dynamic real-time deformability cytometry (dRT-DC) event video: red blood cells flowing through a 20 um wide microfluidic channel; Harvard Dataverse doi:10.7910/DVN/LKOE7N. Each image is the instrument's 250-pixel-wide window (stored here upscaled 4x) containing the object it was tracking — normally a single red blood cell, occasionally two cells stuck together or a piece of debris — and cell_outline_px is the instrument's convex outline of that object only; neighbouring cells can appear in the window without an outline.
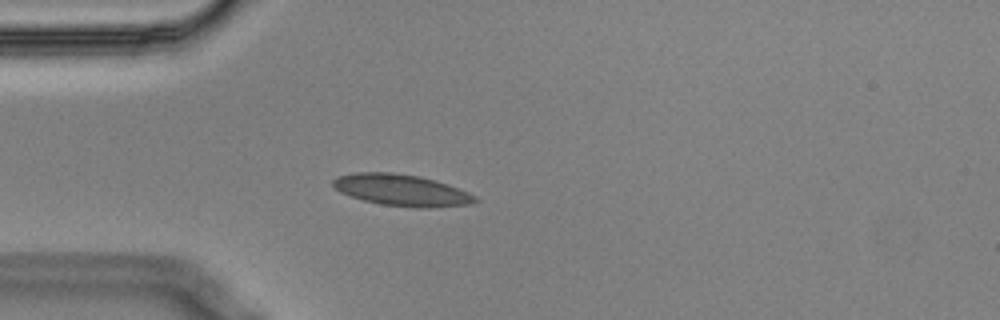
{"species": "Egyptian fruit bat (a non-hibernating species)", "species_latin": "Rousettus aegyptiacus", "temperature_condition": "cold", "stored_images_in_passage": 42, "camera_frame_rate_fps": 3000, "um_per_image_px": 0.085, "animal": {"sex": "male"}, "frame": {"image": 1, "passage_image": 1, "time_ms": 0.0, "image_size_px": [1000, 320], "cell_outline_px": [[480, 200], [472, 204], [428, 208], [416, 208], [380, 204], [364, 200], [340, 192], [332, 184], [332, 180], [336, 176], [356, 172], [392, 172], [420, 176], [436, 180], [448, 184], [468, 192], [476, 196]], "centroid_in_image_um": [34.16, 16.16], "position_along_channel_um": 50.8, "area_um2": 26.3}}
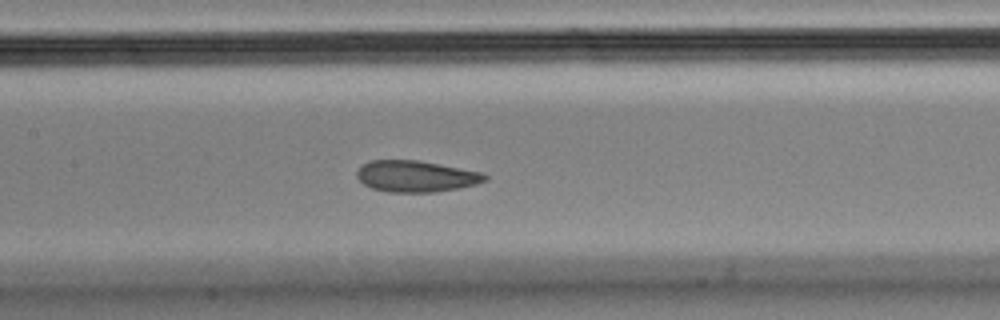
{"frame": {"image": 2, "passage_image": 12, "time_ms": 3.667, "image_size_px": [1000, 320], "cell_outline_px": [[488, 180], [476, 184], [460, 188], [436, 192], [388, 192], [372, 188], [364, 184], [356, 176], [356, 172], [368, 160], [416, 160], [484, 172], [488, 176]], "centroid_in_image_um": [35.39, 14.99], "position_along_channel_um": 172.0, "area_um2": 23.47}}
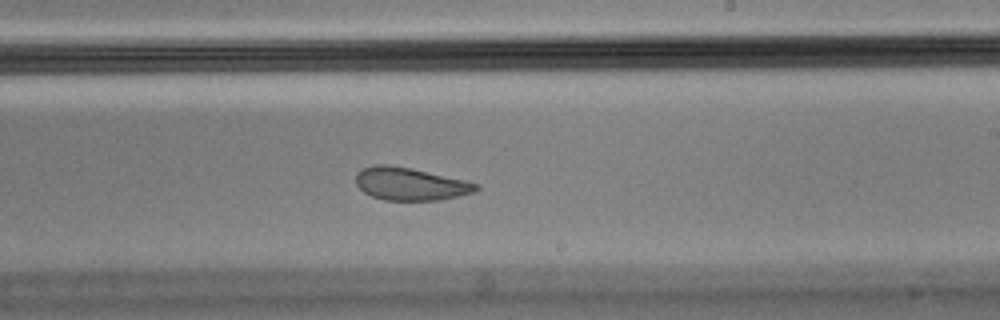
{"frame": {"image": 3, "passage_image": 19, "time_ms": 6.0, "image_size_px": [1000, 320], "cell_outline_px": [[480, 188], [476, 192], [440, 200], [384, 200], [372, 196], [364, 192], [356, 184], [356, 172], [364, 168], [376, 164], [388, 164], [412, 168], [464, 180], [480, 184]], "centroid_in_image_um": [34.89, 15.63], "position_along_channel_um": 254.1, "area_um2": 23.0}, "authors_computed_cell_mechanics": {"area_um2": 24.4205, "velocity_mm_per_s": 3.527, "shape_relaxation_time_tau1_ms": 10.1604, "shape_relaxation_time_tau2_ms": null, "deformation_change_tau1": 0.2027, "deformation_change_tau2": null}}